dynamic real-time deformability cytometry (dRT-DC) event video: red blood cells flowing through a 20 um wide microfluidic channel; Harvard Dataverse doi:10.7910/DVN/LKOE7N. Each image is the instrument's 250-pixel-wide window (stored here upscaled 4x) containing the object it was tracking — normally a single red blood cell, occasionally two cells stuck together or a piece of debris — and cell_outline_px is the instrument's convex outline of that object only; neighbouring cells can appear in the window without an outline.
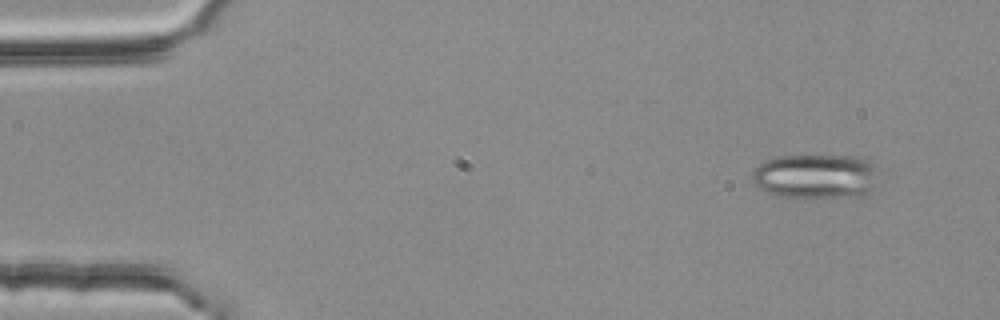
{"species": "common noctule bat (a hibernating species)", "species_latin": "Nyctalus noctula", "temperature_condition": "room temperature", "stored_images_in_passage": 3, "camera_frame_rate_fps": 3000, "um_per_image_px": 0.085, "animal": {"sex": "female", "body_mass_g": 25.1}, "frame": {"image": 1, "passage_image": 1, "time_ms": 0.0, "image_size_px": [1000, 320], "cell_outline_px": [[880, 184], [864, 196], [804, 200], [776, 196], [752, 184], [752, 172], [764, 160], [776, 156], [856, 156], [872, 160]], "centroid_in_image_um": [69.38, 15.03], "position_along_channel_um": 15.6, "area_um2": 34.33}}